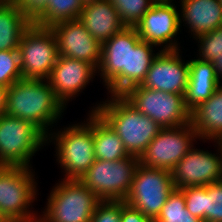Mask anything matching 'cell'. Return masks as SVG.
I'll list each match as a JSON object with an SVG mask.
<instances>
[{
    "instance_id": "obj_1",
    "label": "cell",
    "mask_w": 222,
    "mask_h": 222,
    "mask_svg": "<svg viewBox=\"0 0 222 222\" xmlns=\"http://www.w3.org/2000/svg\"><path fill=\"white\" fill-rule=\"evenodd\" d=\"M65 108L48 80L20 79L8 87L6 114L33 123L46 136Z\"/></svg>"
},
{
    "instance_id": "obj_2",
    "label": "cell",
    "mask_w": 222,
    "mask_h": 222,
    "mask_svg": "<svg viewBox=\"0 0 222 222\" xmlns=\"http://www.w3.org/2000/svg\"><path fill=\"white\" fill-rule=\"evenodd\" d=\"M96 111L119 135L130 156L140 158L162 127L132 106L122 95H107Z\"/></svg>"
},
{
    "instance_id": "obj_3",
    "label": "cell",
    "mask_w": 222,
    "mask_h": 222,
    "mask_svg": "<svg viewBox=\"0 0 222 222\" xmlns=\"http://www.w3.org/2000/svg\"><path fill=\"white\" fill-rule=\"evenodd\" d=\"M88 118L82 123H75L49 132L47 143L55 144L56 162L63 169V179H80L92 166L95 159L93 138V112L89 110ZM49 140V141H48Z\"/></svg>"
},
{
    "instance_id": "obj_4",
    "label": "cell",
    "mask_w": 222,
    "mask_h": 222,
    "mask_svg": "<svg viewBox=\"0 0 222 222\" xmlns=\"http://www.w3.org/2000/svg\"><path fill=\"white\" fill-rule=\"evenodd\" d=\"M34 173L29 167L0 166V212L10 222L39 221L40 214L29 208L39 195Z\"/></svg>"
},
{
    "instance_id": "obj_5",
    "label": "cell",
    "mask_w": 222,
    "mask_h": 222,
    "mask_svg": "<svg viewBox=\"0 0 222 222\" xmlns=\"http://www.w3.org/2000/svg\"><path fill=\"white\" fill-rule=\"evenodd\" d=\"M47 198L38 222H90L101 201L78 179H61Z\"/></svg>"
},
{
    "instance_id": "obj_6",
    "label": "cell",
    "mask_w": 222,
    "mask_h": 222,
    "mask_svg": "<svg viewBox=\"0 0 222 222\" xmlns=\"http://www.w3.org/2000/svg\"><path fill=\"white\" fill-rule=\"evenodd\" d=\"M47 136L33 123L3 114L0 116V166H31V159Z\"/></svg>"
},
{
    "instance_id": "obj_7",
    "label": "cell",
    "mask_w": 222,
    "mask_h": 222,
    "mask_svg": "<svg viewBox=\"0 0 222 222\" xmlns=\"http://www.w3.org/2000/svg\"><path fill=\"white\" fill-rule=\"evenodd\" d=\"M18 52L22 79L47 80L59 58L58 44L52 29L33 22L24 30Z\"/></svg>"
},
{
    "instance_id": "obj_8",
    "label": "cell",
    "mask_w": 222,
    "mask_h": 222,
    "mask_svg": "<svg viewBox=\"0 0 222 222\" xmlns=\"http://www.w3.org/2000/svg\"><path fill=\"white\" fill-rule=\"evenodd\" d=\"M139 164L135 156L115 161L96 159L79 180L100 200L124 201Z\"/></svg>"
},
{
    "instance_id": "obj_9",
    "label": "cell",
    "mask_w": 222,
    "mask_h": 222,
    "mask_svg": "<svg viewBox=\"0 0 222 222\" xmlns=\"http://www.w3.org/2000/svg\"><path fill=\"white\" fill-rule=\"evenodd\" d=\"M122 96L138 111L157 122L162 128L190 123V111L184 95L141 87H131Z\"/></svg>"
},
{
    "instance_id": "obj_10",
    "label": "cell",
    "mask_w": 222,
    "mask_h": 222,
    "mask_svg": "<svg viewBox=\"0 0 222 222\" xmlns=\"http://www.w3.org/2000/svg\"><path fill=\"white\" fill-rule=\"evenodd\" d=\"M174 190L170 171L139 164L124 202L146 217L156 219Z\"/></svg>"
},
{
    "instance_id": "obj_11",
    "label": "cell",
    "mask_w": 222,
    "mask_h": 222,
    "mask_svg": "<svg viewBox=\"0 0 222 222\" xmlns=\"http://www.w3.org/2000/svg\"><path fill=\"white\" fill-rule=\"evenodd\" d=\"M199 140L191 123L178 127L162 128L139 158L145 167L172 171L176 164Z\"/></svg>"
},
{
    "instance_id": "obj_12",
    "label": "cell",
    "mask_w": 222,
    "mask_h": 222,
    "mask_svg": "<svg viewBox=\"0 0 222 222\" xmlns=\"http://www.w3.org/2000/svg\"><path fill=\"white\" fill-rule=\"evenodd\" d=\"M140 36L135 27L122 31L101 44V61L97 69L109 95H122L127 91L128 44H137Z\"/></svg>"
},
{
    "instance_id": "obj_13",
    "label": "cell",
    "mask_w": 222,
    "mask_h": 222,
    "mask_svg": "<svg viewBox=\"0 0 222 222\" xmlns=\"http://www.w3.org/2000/svg\"><path fill=\"white\" fill-rule=\"evenodd\" d=\"M174 3V0L156 1L144 14L135 27L142 41L158 46L161 50L180 49L176 39L178 32H181L180 12Z\"/></svg>"
},
{
    "instance_id": "obj_14",
    "label": "cell",
    "mask_w": 222,
    "mask_h": 222,
    "mask_svg": "<svg viewBox=\"0 0 222 222\" xmlns=\"http://www.w3.org/2000/svg\"><path fill=\"white\" fill-rule=\"evenodd\" d=\"M214 142L218 153L193 147L176 164L171 171L175 189L206 186L222 180V148L218 141Z\"/></svg>"
},
{
    "instance_id": "obj_15",
    "label": "cell",
    "mask_w": 222,
    "mask_h": 222,
    "mask_svg": "<svg viewBox=\"0 0 222 222\" xmlns=\"http://www.w3.org/2000/svg\"><path fill=\"white\" fill-rule=\"evenodd\" d=\"M180 51L159 49L140 86L184 95L189 81V60L183 61Z\"/></svg>"
},
{
    "instance_id": "obj_16",
    "label": "cell",
    "mask_w": 222,
    "mask_h": 222,
    "mask_svg": "<svg viewBox=\"0 0 222 222\" xmlns=\"http://www.w3.org/2000/svg\"><path fill=\"white\" fill-rule=\"evenodd\" d=\"M56 36L59 56L82 60L97 69L101 61V44L76 20L61 21L50 27Z\"/></svg>"
},
{
    "instance_id": "obj_17",
    "label": "cell",
    "mask_w": 222,
    "mask_h": 222,
    "mask_svg": "<svg viewBox=\"0 0 222 222\" xmlns=\"http://www.w3.org/2000/svg\"><path fill=\"white\" fill-rule=\"evenodd\" d=\"M97 73V68L88 62L59 56L47 80L57 98L66 107L69 100L80 95Z\"/></svg>"
},
{
    "instance_id": "obj_18",
    "label": "cell",
    "mask_w": 222,
    "mask_h": 222,
    "mask_svg": "<svg viewBox=\"0 0 222 222\" xmlns=\"http://www.w3.org/2000/svg\"><path fill=\"white\" fill-rule=\"evenodd\" d=\"M78 21L100 44L126 27L109 0H86Z\"/></svg>"
},
{
    "instance_id": "obj_19",
    "label": "cell",
    "mask_w": 222,
    "mask_h": 222,
    "mask_svg": "<svg viewBox=\"0 0 222 222\" xmlns=\"http://www.w3.org/2000/svg\"><path fill=\"white\" fill-rule=\"evenodd\" d=\"M178 3L181 6L180 27L185 22L193 38L222 27V5L219 0H180Z\"/></svg>"
},
{
    "instance_id": "obj_20",
    "label": "cell",
    "mask_w": 222,
    "mask_h": 222,
    "mask_svg": "<svg viewBox=\"0 0 222 222\" xmlns=\"http://www.w3.org/2000/svg\"><path fill=\"white\" fill-rule=\"evenodd\" d=\"M222 83L216 77L213 64L199 59L189 61V81L184 94L186 108L191 112L208 100Z\"/></svg>"
},
{
    "instance_id": "obj_21",
    "label": "cell",
    "mask_w": 222,
    "mask_h": 222,
    "mask_svg": "<svg viewBox=\"0 0 222 222\" xmlns=\"http://www.w3.org/2000/svg\"><path fill=\"white\" fill-rule=\"evenodd\" d=\"M190 123L199 140L218 141L222 137V84L208 100L190 112Z\"/></svg>"
},
{
    "instance_id": "obj_22",
    "label": "cell",
    "mask_w": 222,
    "mask_h": 222,
    "mask_svg": "<svg viewBox=\"0 0 222 222\" xmlns=\"http://www.w3.org/2000/svg\"><path fill=\"white\" fill-rule=\"evenodd\" d=\"M93 138L95 159L115 161L129 157L119 135L96 112H93Z\"/></svg>"
},
{
    "instance_id": "obj_23",
    "label": "cell",
    "mask_w": 222,
    "mask_h": 222,
    "mask_svg": "<svg viewBox=\"0 0 222 222\" xmlns=\"http://www.w3.org/2000/svg\"><path fill=\"white\" fill-rule=\"evenodd\" d=\"M31 23L16 3L0 5V51L18 50L20 38Z\"/></svg>"
},
{
    "instance_id": "obj_24",
    "label": "cell",
    "mask_w": 222,
    "mask_h": 222,
    "mask_svg": "<svg viewBox=\"0 0 222 222\" xmlns=\"http://www.w3.org/2000/svg\"><path fill=\"white\" fill-rule=\"evenodd\" d=\"M157 46L140 40L137 44H128L127 90L140 85L155 56Z\"/></svg>"
},
{
    "instance_id": "obj_25",
    "label": "cell",
    "mask_w": 222,
    "mask_h": 222,
    "mask_svg": "<svg viewBox=\"0 0 222 222\" xmlns=\"http://www.w3.org/2000/svg\"><path fill=\"white\" fill-rule=\"evenodd\" d=\"M86 0H49L45 10L33 21L42 27H51L61 21L76 20Z\"/></svg>"
},
{
    "instance_id": "obj_26",
    "label": "cell",
    "mask_w": 222,
    "mask_h": 222,
    "mask_svg": "<svg viewBox=\"0 0 222 222\" xmlns=\"http://www.w3.org/2000/svg\"><path fill=\"white\" fill-rule=\"evenodd\" d=\"M156 219L160 222H202L186 209L184 194L177 189L169 195Z\"/></svg>"
},
{
    "instance_id": "obj_27",
    "label": "cell",
    "mask_w": 222,
    "mask_h": 222,
    "mask_svg": "<svg viewBox=\"0 0 222 222\" xmlns=\"http://www.w3.org/2000/svg\"><path fill=\"white\" fill-rule=\"evenodd\" d=\"M126 27H136L156 0H109Z\"/></svg>"
},
{
    "instance_id": "obj_28",
    "label": "cell",
    "mask_w": 222,
    "mask_h": 222,
    "mask_svg": "<svg viewBox=\"0 0 222 222\" xmlns=\"http://www.w3.org/2000/svg\"><path fill=\"white\" fill-rule=\"evenodd\" d=\"M198 41L199 60L213 62L222 55V27L216 28L206 34L194 38Z\"/></svg>"
},
{
    "instance_id": "obj_29",
    "label": "cell",
    "mask_w": 222,
    "mask_h": 222,
    "mask_svg": "<svg viewBox=\"0 0 222 222\" xmlns=\"http://www.w3.org/2000/svg\"><path fill=\"white\" fill-rule=\"evenodd\" d=\"M22 79L18 50L0 51V86L10 87Z\"/></svg>"
},
{
    "instance_id": "obj_30",
    "label": "cell",
    "mask_w": 222,
    "mask_h": 222,
    "mask_svg": "<svg viewBox=\"0 0 222 222\" xmlns=\"http://www.w3.org/2000/svg\"><path fill=\"white\" fill-rule=\"evenodd\" d=\"M205 222H222V180L205 186Z\"/></svg>"
},
{
    "instance_id": "obj_31",
    "label": "cell",
    "mask_w": 222,
    "mask_h": 222,
    "mask_svg": "<svg viewBox=\"0 0 222 222\" xmlns=\"http://www.w3.org/2000/svg\"><path fill=\"white\" fill-rule=\"evenodd\" d=\"M180 191L184 194L186 209L205 222V186L186 187Z\"/></svg>"
},
{
    "instance_id": "obj_32",
    "label": "cell",
    "mask_w": 222,
    "mask_h": 222,
    "mask_svg": "<svg viewBox=\"0 0 222 222\" xmlns=\"http://www.w3.org/2000/svg\"><path fill=\"white\" fill-rule=\"evenodd\" d=\"M121 201L101 200L90 222H121Z\"/></svg>"
},
{
    "instance_id": "obj_33",
    "label": "cell",
    "mask_w": 222,
    "mask_h": 222,
    "mask_svg": "<svg viewBox=\"0 0 222 222\" xmlns=\"http://www.w3.org/2000/svg\"><path fill=\"white\" fill-rule=\"evenodd\" d=\"M49 0H19L16 4L33 22L47 7Z\"/></svg>"
},
{
    "instance_id": "obj_34",
    "label": "cell",
    "mask_w": 222,
    "mask_h": 222,
    "mask_svg": "<svg viewBox=\"0 0 222 222\" xmlns=\"http://www.w3.org/2000/svg\"><path fill=\"white\" fill-rule=\"evenodd\" d=\"M121 222H149L151 218L143 215L138 209L121 201Z\"/></svg>"
},
{
    "instance_id": "obj_35",
    "label": "cell",
    "mask_w": 222,
    "mask_h": 222,
    "mask_svg": "<svg viewBox=\"0 0 222 222\" xmlns=\"http://www.w3.org/2000/svg\"><path fill=\"white\" fill-rule=\"evenodd\" d=\"M7 90V87L0 86V116L6 114Z\"/></svg>"
},
{
    "instance_id": "obj_36",
    "label": "cell",
    "mask_w": 222,
    "mask_h": 222,
    "mask_svg": "<svg viewBox=\"0 0 222 222\" xmlns=\"http://www.w3.org/2000/svg\"><path fill=\"white\" fill-rule=\"evenodd\" d=\"M212 64H213V67H214L215 72H216V77L219 80V82H221L220 79H222V55H220V57L215 59L212 62Z\"/></svg>"
},
{
    "instance_id": "obj_37",
    "label": "cell",
    "mask_w": 222,
    "mask_h": 222,
    "mask_svg": "<svg viewBox=\"0 0 222 222\" xmlns=\"http://www.w3.org/2000/svg\"><path fill=\"white\" fill-rule=\"evenodd\" d=\"M0 222H10V221L0 212Z\"/></svg>"
},
{
    "instance_id": "obj_38",
    "label": "cell",
    "mask_w": 222,
    "mask_h": 222,
    "mask_svg": "<svg viewBox=\"0 0 222 222\" xmlns=\"http://www.w3.org/2000/svg\"><path fill=\"white\" fill-rule=\"evenodd\" d=\"M4 3H17L19 0H2Z\"/></svg>"
},
{
    "instance_id": "obj_39",
    "label": "cell",
    "mask_w": 222,
    "mask_h": 222,
    "mask_svg": "<svg viewBox=\"0 0 222 222\" xmlns=\"http://www.w3.org/2000/svg\"><path fill=\"white\" fill-rule=\"evenodd\" d=\"M220 147L222 148V137L218 140Z\"/></svg>"
},
{
    "instance_id": "obj_40",
    "label": "cell",
    "mask_w": 222,
    "mask_h": 222,
    "mask_svg": "<svg viewBox=\"0 0 222 222\" xmlns=\"http://www.w3.org/2000/svg\"><path fill=\"white\" fill-rule=\"evenodd\" d=\"M149 222H160L157 219H151Z\"/></svg>"
}]
</instances>
